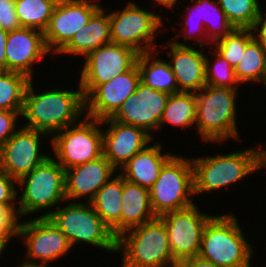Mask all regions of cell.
<instances>
[{"label":"cell","instance_id":"obj_45","mask_svg":"<svg viewBox=\"0 0 266 267\" xmlns=\"http://www.w3.org/2000/svg\"><path fill=\"white\" fill-rule=\"evenodd\" d=\"M16 267H48V266L47 265H42V264L27 263V262L24 261L23 263H20Z\"/></svg>","mask_w":266,"mask_h":267},{"label":"cell","instance_id":"obj_18","mask_svg":"<svg viewBox=\"0 0 266 267\" xmlns=\"http://www.w3.org/2000/svg\"><path fill=\"white\" fill-rule=\"evenodd\" d=\"M140 81V70L135 63L128 71L119 74L109 82L98 85L84 99L86 116L98 120L112 117L136 92Z\"/></svg>","mask_w":266,"mask_h":267},{"label":"cell","instance_id":"obj_15","mask_svg":"<svg viewBox=\"0 0 266 267\" xmlns=\"http://www.w3.org/2000/svg\"><path fill=\"white\" fill-rule=\"evenodd\" d=\"M21 127L0 148V170L17 181L50 157L46 152L42 153L40 147L41 138L51 136L39 130Z\"/></svg>","mask_w":266,"mask_h":267},{"label":"cell","instance_id":"obj_6","mask_svg":"<svg viewBox=\"0 0 266 267\" xmlns=\"http://www.w3.org/2000/svg\"><path fill=\"white\" fill-rule=\"evenodd\" d=\"M238 89L206 85L196 92L197 114L195 129L203 142L239 139L236 98ZM237 92V93H236Z\"/></svg>","mask_w":266,"mask_h":267},{"label":"cell","instance_id":"obj_42","mask_svg":"<svg viewBox=\"0 0 266 267\" xmlns=\"http://www.w3.org/2000/svg\"><path fill=\"white\" fill-rule=\"evenodd\" d=\"M13 238H17V236L0 235V257H2V253H4V251L6 250L5 248L8 246L9 242L11 243V240Z\"/></svg>","mask_w":266,"mask_h":267},{"label":"cell","instance_id":"obj_29","mask_svg":"<svg viewBox=\"0 0 266 267\" xmlns=\"http://www.w3.org/2000/svg\"><path fill=\"white\" fill-rule=\"evenodd\" d=\"M243 55L235 68L237 80L240 84L263 83L266 76V50L253 39Z\"/></svg>","mask_w":266,"mask_h":267},{"label":"cell","instance_id":"obj_23","mask_svg":"<svg viewBox=\"0 0 266 267\" xmlns=\"http://www.w3.org/2000/svg\"><path fill=\"white\" fill-rule=\"evenodd\" d=\"M162 146L159 142L147 145L121 168L120 174L128 182L150 189L164 164L173 156V153L163 154Z\"/></svg>","mask_w":266,"mask_h":267},{"label":"cell","instance_id":"obj_39","mask_svg":"<svg viewBox=\"0 0 266 267\" xmlns=\"http://www.w3.org/2000/svg\"><path fill=\"white\" fill-rule=\"evenodd\" d=\"M251 31L254 39L266 50V14H263L262 8L251 28Z\"/></svg>","mask_w":266,"mask_h":267},{"label":"cell","instance_id":"obj_4","mask_svg":"<svg viewBox=\"0 0 266 267\" xmlns=\"http://www.w3.org/2000/svg\"><path fill=\"white\" fill-rule=\"evenodd\" d=\"M66 202L64 207L45 211L37 217H48L65 234L71 247L85 243L110 253L117 252V237L90 202Z\"/></svg>","mask_w":266,"mask_h":267},{"label":"cell","instance_id":"obj_17","mask_svg":"<svg viewBox=\"0 0 266 267\" xmlns=\"http://www.w3.org/2000/svg\"><path fill=\"white\" fill-rule=\"evenodd\" d=\"M170 94L154 90L142 81L132 94L111 117L118 122L140 127L150 135L159 129L163 112Z\"/></svg>","mask_w":266,"mask_h":267},{"label":"cell","instance_id":"obj_19","mask_svg":"<svg viewBox=\"0 0 266 267\" xmlns=\"http://www.w3.org/2000/svg\"><path fill=\"white\" fill-rule=\"evenodd\" d=\"M101 124L108 126L103 131V156L117 171L154 140L144 129L111 117L101 120Z\"/></svg>","mask_w":266,"mask_h":267},{"label":"cell","instance_id":"obj_21","mask_svg":"<svg viewBox=\"0 0 266 267\" xmlns=\"http://www.w3.org/2000/svg\"><path fill=\"white\" fill-rule=\"evenodd\" d=\"M193 43L194 47L178 46L170 40L165 43L170 49L167 54L170 57L168 62L180 92L196 93L206 86L205 48L199 47L200 50H197L195 41Z\"/></svg>","mask_w":266,"mask_h":267},{"label":"cell","instance_id":"obj_40","mask_svg":"<svg viewBox=\"0 0 266 267\" xmlns=\"http://www.w3.org/2000/svg\"><path fill=\"white\" fill-rule=\"evenodd\" d=\"M177 267H219L214 263L205 260L199 256L191 257L180 261Z\"/></svg>","mask_w":266,"mask_h":267},{"label":"cell","instance_id":"obj_30","mask_svg":"<svg viewBox=\"0 0 266 267\" xmlns=\"http://www.w3.org/2000/svg\"><path fill=\"white\" fill-rule=\"evenodd\" d=\"M30 78L15 71H0V110L22 111Z\"/></svg>","mask_w":266,"mask_h":267},{"label":"cell","instance_id":"obj_16","mask_svg":"<svg viewBox=\"0 0 266 267\" xmlns=\"http://www.w3.org/2000/svg\"><path fill=\"white\" fill-rule=\"evenodd\" d=\"M99 0H72L56 4L44 40L51 54H58L101 7Z\"/></svg>","mask_w":266,"mask_h":267},{"label":"cell","instance_id":"obj_35","mask_svg":"<svg viewBox=\"0 0 266 267\" xmlns=\"http://www.w3.org/2000/svg\"><path fill=\"white\" fill-rule=\"evenodd\" d=\"M17 180L10 177L7 173L0 170V205L8 207L18 216V190L16 189ZM17 207V208H16Z\"/></svg>","mask_w":266,"mask_h":267},{"label":"cell","instance_id":"obj_47","mask_svg":"<svg viewBox=\"0 0 266 267\" xmlns=\"http://www.w3.org/2000/svg\"><path fill=\"white\" fill-rule=\"evenodd\" d=\"M262 84H263V86H266V76H265V79H264Z\"/></svg>","mask_w":266,"mask_h":267},{"label":"cell","instance_id":"obj_14","mask_svg":"<svg viewBox=\"0 0 266 267\" xmlns=\"http://www.w3.org/2000/svg\"><path fill=\"white\" fill-rule=\"evenodd\" d=\"M192 1H193L192 3L193 5H191V7L190 5L188 6L189 8L188 11L190 13L189 14L185 13L186 15L184 19L185 22H180L181 25L183 24L184 26V27L182 26V31H183L182 36H183L184 41L183 42L176 41L177 37L178 39L180 37H179V34L175 35L174 37L175 40L171 39V41L175 45L188 46L186 42L189 41L190 39L193 40L196 38L195 40L198 42L199 47H203V44H207L209 45L208 47H211L214 43L225 38L228 34H230L235 29V27L230 23V21L226 17L225 12L219 6L218 0H192ZM197 19L199 20L197 21ZM193 23L195 24L197 23L196 24L197 26ZM194 32H196L197 35ZM197 32L199 34L201 33L200 35L201 36L203 35L204 38L200 37V35Z\"/></svg>","mask_w":266,"mask_h":267},{"label":"cell","instance_id":"obj_1","mask_svg":"<svg viewBox=\"0 0 266 267\" xmlns=\"http://www.w3.org/2000/svg\"><path fill=\"white\" fill-rule=\"evenodd\" d=\"M33 84L31 79L25 92L21 118L27 123L23 126L52 136L83 117L85 100L80 84L77 90L56 88L43 93L35 92Z\"/></svg>","mask_w":266,"mask_h":267},{"label":"cell","instance_id":"obj_37","mask_svg":"<svg viewBox=\"0 0 266 267\" xmlns=\"http://www.w3.org/2000/svg\"><path fill=\"white\" fill-rule=\"evenodd\" d=\"M22 111L0 110V148L16 132L17 119Z\"/></svg>","mask_w":266,"mask_h":267},{"label":"cell","instance_id":"obj_26","mask_svg":"<svg viewBox=\"0 0 266 267\" xmlns=\"http://www.w3.org/2000/svg\"><path fill=\"white\" fill-rule=\"evenodd\" d=\"M112 176L90 201L100 218L111 228L113 234L121 235V203L123 191V176Z\"/></svg>","mask_w":266,"mask_h":267},{"label":"cell","instance_id":"obj_5","mask_svg":"<svg viewBox=\"0 0 266 267\" xmlns=\"http://www.w3.org/2000/svg\"><path fill=\"white\" fill-rule=\"evenodd\" d=\"M259 148H247L217 156L191 158L193 166L194 195L208 193L237 181H242L247 175L259 171ZM232 183V184H231Z\"/></svg>","mask_w":266,"mask_h":267},{"label":"cell","instance_id":"obj_20","mask_svg":"<svg viewBox=\"0 0 266 267\" xmlns=\"http://www.w3.org/2000/svg\"><path fill=\"white\" fill-rule=\"evenodd\" d=\"M48 53L50 55L44 32L25 27L8 32L5 46L6 71L19 72L33 79V65L40 62Z\"/></svg>","mask_w":266,"mask_h":267},{"label":"cell","instance_id":"obj_8","mask_svg":"<svg viewBox=\"0 0 266 267\" xmlns=\"http://www.w3.org/2000/svg\"><path fill=\"white\" fill-rule=\"evenodd\" d=\"M149 194L156 217L195 204L191 158L173 155L162 167Z\"/></svg>","mask_w":266,"mask_h":267},{"label":"cell","instance_id":"obj_33","mask_svg":"<svg viewBox=\"0 0 266 267\" xmlns=\"http://www.w3.org/2000/svg\"><path fill=\"white\" fill-rule=\"evenodd\" d=\"M211 50L214 56V63L210 60V57L206 55V85L238 89L240 82L236 78L235 69L213 48V46H211Z\"/></svg>","mask_w":266,"mask_h":267},{"label":"cell","instance_id":"obj_46","mask_svg":"<svg viewBox=\"0 0 266 267\" xmlns=\"http://www.w3.org/2000/svg\"><path fill=\"white\" fill-rule=\"evenodd\" d=\"M55 4H59V3H64V2H69L72 0H52Z\"/></svg>","mask_w":266,"mask_h":267},{"label":"cell","instance_id":"obj_10","mask_svg":"<svg viewBox=\"0 0 266 267\" xmlns=\"http://www.w3.org/2000/svg\"><path fill=\"white\" fill-rule=\"evenodd\" d=\"M101 125V120L85 115L77 123L51 136L53 157L56 156L64 170L103 156Z\"/></svg>","mask_w":266,"mask_h":267},{"label":"cell","instance_id":"obj_44","mask_svg":"<svg viewBox=\"0 0 266 267\" xmlns=\"http://www.w3.org/2000/svg\"><path fill=\"white\" fill-rule=\"evenodd\" d=\"M266 168V149H263L259 156V170Z\"/></svg>","mask_w":266,"mask_h":267},{"label":"cell","instance_id":"obj_27","mask_svg":"<svg viewBox=\"0 0 266 267\" xmlns=\"http://www.w3.org/2000/svg\"><path fill=\"white\" fill-rule=\"evenodd\" d=\"M158 52L155 50L138 55L136 63L140 70L141 81L154 90L168 94L179 93L169 62L165 59H155Z\"/></svg>","mask_w":266,"mask_h":267},{"label":"cell","instance_id":"obj_9","mask_svg":"<svg viewBox=\"0 0 266 267\" xmlns=\"http://www.w3.org/2000/svg\"><path fill=\"white\" fill-rule=\"evenodd\" d=\"M126 4L109 13L111 42L130 47L139 55L157 51L154 40L164 26L161 14L145 10L133 1Z\"/></svg>","mask_w":266,"mask_h":267},{"label":"cell","instance_id":"obj_41","mask_svg":"<svg viewBox=\"0 0 266 267\" xmlns=\"http://www.w3.org/2000/svg\"><path fill=\"white\" fill-rule=\"evenodd\" d=\"M8 32L0 28V71H6V54L5 46Z\"/></svg>","mask_w":266,"mask_h":267},{"label":"cell","instance_id":"obj_13","mask_svg":"<svg viewBox=\"0 0 266 267\" xmlns=\"http://www.w3.org/2000/svg\"><path fill=\"white\" fill-rule=\"evenodd\" d=\"M200 210L193 204L160 216L167 230L171 253L178 263L199 254L204 227L213 216Z\"/></svg>","mask_w":266,"mask_h":267},{"label":"cell","instance_id":"obj_12","mask_svg":"<svg viewBox=\"0 0 266 267\" xmlns=\"http://www.w3.org/2000/svg\"><path fill=\"white\" fill-rule=\"evenodd\" d=\"M17 237L24 239L27 263L49 266L72 248L65 234L48 217L19 220Z\"/></svg>","mask_w":266,"mask_h":267},{"label":"cell","instance_id":"obj_11","mask_svg":"<svg viewBox=\"0 0 266 267\" xmlns=\"http://www.w3.org/2000/svg\"><path fill=\"white\" fill-rule=\"evenodd\" d=\"M138 53L130 47L113 42L104 44L85 56L80 75L84 99L98 86L128 71L137 61Z\"/></svg>","mask_w":266,"mask_h":267},{"label":"cell","instance_id":"obj_34","mask_svg":"<svg viewBox=\"0 0 266 267\" xmlns=\"http://www.w3.org/2000/svg\"><path fill=\"white\" fill-rule=\"evenodd\" d=\"M254 39L251 29L235 28L225 38L212 46L235 69L244 56L246 46Z\"/></svg>","mask_w":266,"mask_h":267},{"label":"cell","instance_id":"obj_25","mask_svg":"<svg viewBox=\"0 0 266 267\" xmlns=\"http://www.w3.org/2000/svg\"><path fill=\"white\" fill-rule=\"evenodd\" d=\"M155 218L156 215L150 203L149 189L123 178L121 234Z\"/></svg>","mask_w":266,"mask_h":267},{"label":"cell","instance_id":"obj_31","mask_svg":"<svg viewBox=\"0 0 266 267\" xmlns=\"http://www.w3.org/2000/svg\"><path fill=\"white\" fill-rule=\"evenodd\" d=\"M55 5L52 0H15L20 26L44 32L48 27Z\"/></svg>","mask_w":266,"mask_h":267},{"label":"cell","instance_id":"obj_38","mask_svg":"<svg viewBox=\"0 0 266 267\" xmlns=\"http://www.w3.org/2000/svg\"><path fill=\"white\" fill-rule=\"evenodd\" d=\"M19 220L8 207L0 205V235L17 236Z\"/></svg>","mask_w":266,"mask_h":267},{"label":"cell","instance_id":"obj_28","mask_svg":"<svg viewBox=\"0 0 266 267\" xmlns=\"http://www.w3.org/2000/svg\"><path fill=\"white\" fill-rule=\"evenodd\" d=\"M197 98L195 92H179L170 94L165 106L159 129L171 124L177 128H190L196 123Z\"/></svg>","mask_w":266,"mask_h":267},{"label":"cell","instance_id":"obj_3","mask_svg":"<svg viewBox=\"0 0 266 267\" xmlns=\"http://www.w3.org/2000/svg\"><path fill=\"white\" fill-rule=\"evenodd\" d=\"M117 252H122L121 267H177L178 264L171 253L167 230L160 217L118 236Z\"/></svg>","mask_w":266,"mask_h":267},{"label":"cell","instance_id":"obj_24","mask_svg":"<svg viewBox=\"0 0 266 267\" xmlns=\"http://www.w3.org/2000/svg\"><path fill=\"white\" fill-rule=\"evenodd\" d=\"M106 12L100 7L57 55L78 54L85 57L91 51L111 42L109 13Z\"/></svg>","mask_w":266,"mask_h":267},{"label":"cell","instance_id":"obj_2","mask_svg":"<svg viewBox=\"0 0 266 267\" xmlns=\"http://www.w3.org/2000/svg\"><path fill=\"white\" fill-rule=\"evenodd\" d=\"M232 213L213 215L206 223L198 256L219 267L251 266L254 248Z\"/></svg>","mask_w":266,"mask_h":267},{"label":"cell","instance_id":"obj_36","mask_svg":"<svg viewBox=\"0 0 266 267\" xmlns=\"http://www.w3.org/2000/svg\"><path fill=\"white\" fill-rule=\"evenodd\" d=\"M0 28L6 32L21 28L15 9V0H0Z\"/></svg>","mask_w":266,"mask_h":267},{"label":"cell","instance_id":"obj_43","mask_svg":"<svg viewBox=\"0 0 266 267\" xmlns=\"http://www.w3.org/2000/svg\"><path fill=\"white\" fill-rule=\"evenodd\" d=\"M155 1H156V3H155ZM154 3L156 4L155 6H154V8L156 7V6H163L164 5V7H167V9H172L171 11H173V7L175 6V4L177 3V0H154Z\"/></svg>","mask_w":266,"mask_h":267},{"label":"cell","instance_id":"obj_7","mask_svg":"<svg viewBox=\"0 0 266 267\" xmlns=\"http://www.w3.org/2000/svg\"><path fill=\"white\" fill-rule=\"evenodd\" d=\"M50 156L30 173L17 181L22 190L18 201V217L23 218L41 210L57 208L66 202L65 170ZM55 206V207H54Z\"/></svg>","mask_w":266,"mask_h":267},{"label":"cell","instance_id":"obj_32","mask_svg":"<svg viewBox=\"0 0 266 267\" xmlns=\"http://www.w3.org/2000/svg\"><path fill=\"white\" fill-rule=\"evenodd\" d=\"M218 3L237 29H251L262 8L259 0H218Z\"/></svg>","mask_w":266,"mask_h":267},{"label":"cell","instance_id":"obj_22","mask_svg":"<svg viewBox=\"0 0 266 267\" xmlns=\"http://www.w3.org/2000/svg\"><path fill=\"white\" fill-rule=\"evenodd\" d=\"M116 171L104 156L65 170L66 200L78 202L87 197L86 202H90Z\"/></svg>","mask_w":266,"mask_h":267}]
</instances>
